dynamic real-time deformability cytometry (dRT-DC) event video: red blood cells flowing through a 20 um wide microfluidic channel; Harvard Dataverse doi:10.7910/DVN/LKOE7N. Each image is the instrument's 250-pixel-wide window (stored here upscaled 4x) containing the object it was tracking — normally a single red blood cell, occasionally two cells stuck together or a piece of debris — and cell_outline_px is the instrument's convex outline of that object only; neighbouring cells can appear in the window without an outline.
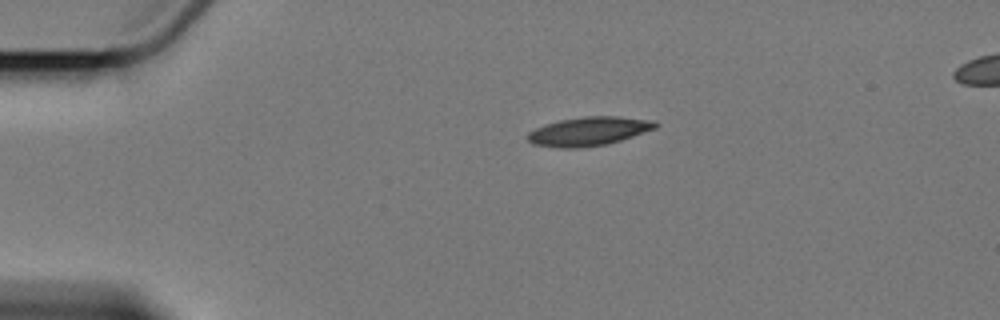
{"species": "Egyptian fruit bat (a non-hibernating species)", "species_latin": "Rousettus aegyptiacus", "temperature_condition": "cold", "stored_images_in_passage": 8, "camera_frame_rate_fps": 3000, "um_per_image_px": 0.085, "animal": {"sex": "female"}, "frame": {"image": 1, "passage_image": 1, "time_ms": 0.0, "image_size_px": [1000, 320], "cell_outline_px": [[660, 124], [656, 128], [608, 144], [576, 148], [560, 148], [532, 144], [524, 136], [528, 132], [544, 124], [560, 120], [584, 116], [616, 116], [656, 120]], "centroid_in_image_um": [50.03, 11.15], "position_along_channel_um": 35.0, "area_um2": 21.62}}
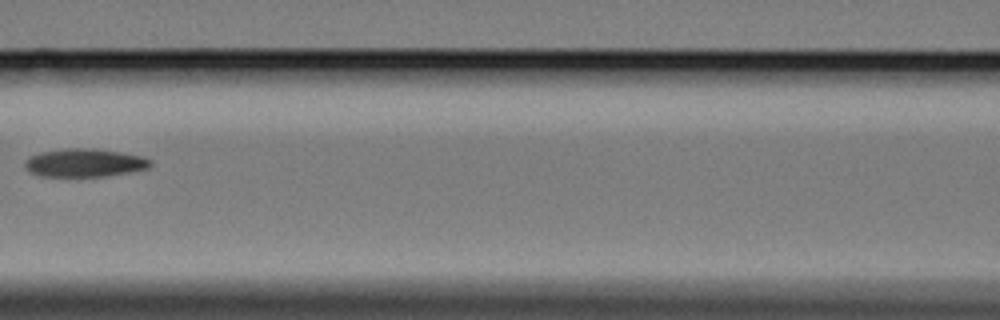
{"frame": {"image": 2, "passage_image": 5, "time_ms": 5.0, "image_size_px": [1000, 320], "cell_outline_px": [[152, 164], [148, 168], [128, 172], [104, 176], [40, 176], [32, 172], [24, 164], [24, 160], [28, 156], [40, 152], [64, 148], [96, 148], [144, 156], [152, 160]], "centroid_in_image_um": [7.2, 13.82], "position_along_channel_um": 159.4, "area_um2": 20.69}}
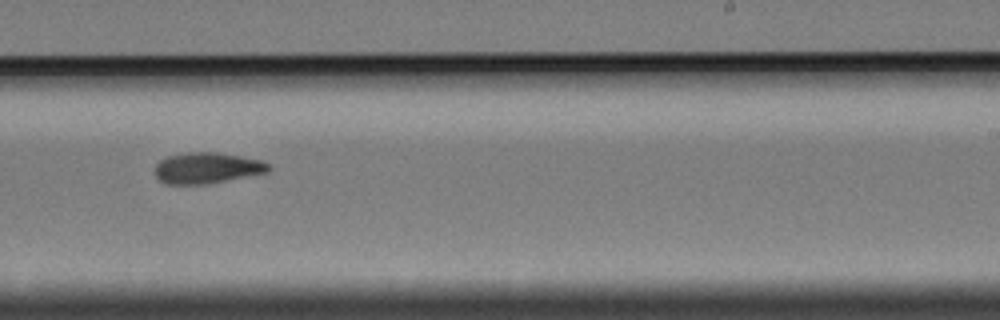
{"frame": {"image": 3, "passage_image": 8, "time_ms": 8.333, "image_size_px": [1000, 320], "cell_outline_px": [[272, 168], [268, 172], [208, 184], [164, 184], [156, 176], [156, 164], [160, 160], [168, 156], [188, 152], [216, 152], [240, 156], [260, 160], [268, 164]], "centroid_in_image_um": [17.59, 14.28], "position_along_channel_um": 271.4, "area_um2": 20.46}}